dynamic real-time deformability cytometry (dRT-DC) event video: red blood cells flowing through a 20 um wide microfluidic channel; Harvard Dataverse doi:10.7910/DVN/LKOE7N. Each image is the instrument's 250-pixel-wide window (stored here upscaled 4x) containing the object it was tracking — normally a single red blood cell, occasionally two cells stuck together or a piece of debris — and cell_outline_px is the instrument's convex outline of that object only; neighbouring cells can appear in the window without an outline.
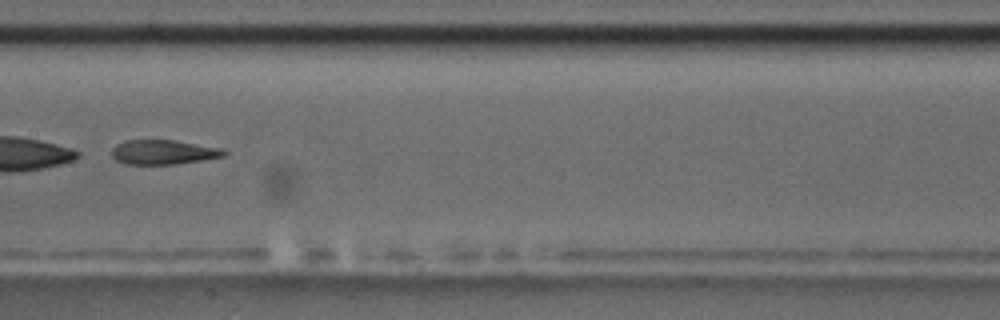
{"species": "common noctule bat (a hibernating species)", "species_latin": "Nyctalus noctula", "temperature_condition": "room temperature", "stored_images_in_passage": 9, "camera_frame_rate_fps": 3000, "um_per_image_px": 0.085, "animal": {"sex": "male", "body_mass_g": 17.5, "forearm_length_mm": 52.3}, "frame": {"image": 1, "passage_image": 9, "time_ms": 9.333, "image_size_px": [1000, 320], "cell_outline_px": [[228, 152], [224, 156], [176, 164], [128, 164], [116, 160], [112, 156], [112, 148], [116, 144], [124, 140], [176, 140], [220, 148]], "centroid_in_image_um": [13.86, 12.92], "position_along_channel_um": 193.5, "area_um2": 15.95}}